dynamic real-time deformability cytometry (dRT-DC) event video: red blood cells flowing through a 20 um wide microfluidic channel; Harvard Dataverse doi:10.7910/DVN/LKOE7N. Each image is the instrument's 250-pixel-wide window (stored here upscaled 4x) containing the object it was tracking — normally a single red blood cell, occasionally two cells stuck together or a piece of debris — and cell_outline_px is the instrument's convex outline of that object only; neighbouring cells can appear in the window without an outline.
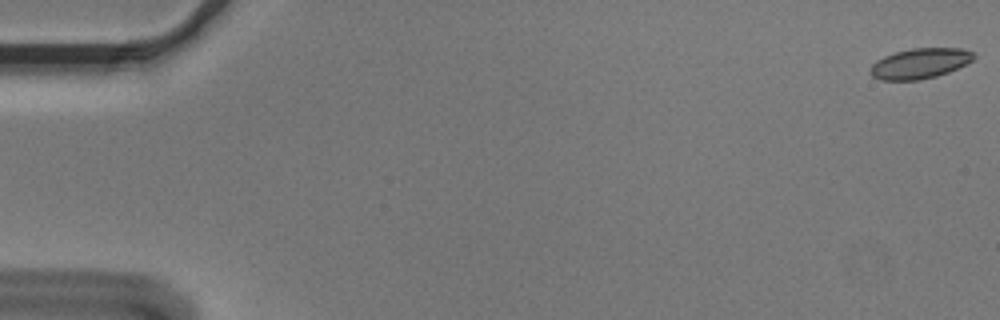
{"species": "Egyptian fruit bat (a non-hibernating species)", "species_latin": "Rousettus aegyptiacus", "temperature_condition": "cold", "stored_images_in_passage": 5, "camera_frame_rate_fps": 3000, "um_per_image_px": 0.085, "animal": {"sex": "male"}, "frame": {"image": 1, "passage_image": 1, "time_ms": 0.0, "image_size_px": [1000, 320], "cell_outline_px": [[976, 56], [972, 60], [948, 72], [936, 76], [920, 80], [880, 80], [872, 76], [868, 72], [872, 64], [876, 60], [884, 56], [896, 52], [912, 48], [964, 48], [972, 52]], "centroid_in_image_um": [78.15, 5.39], "position_along_channel_um": 6.8, "area_um2": 18.26}}
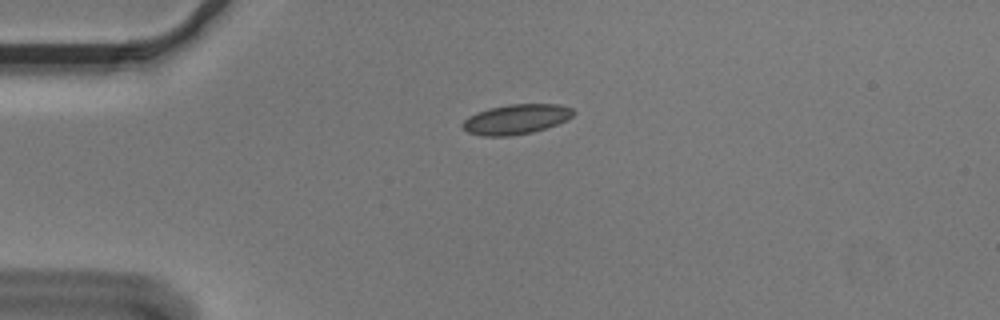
{"frame": {"image": 2, "passage_image": 4, "time_ms": 1.0, "image_size_px": [1000, 320], "cell_outline_px": [[576, 112], [568, 120], [532, 132], [508, 136], [484, 136], [468, 132], [460, 124], [468, 116], [476, 112], [488, 108], [508, 104], [556, 104], [572, 108]], "centroid_in_image_um": [43.85, 10.12], "position_along_channel_um": 41.1, "area_um2": 19.31}}